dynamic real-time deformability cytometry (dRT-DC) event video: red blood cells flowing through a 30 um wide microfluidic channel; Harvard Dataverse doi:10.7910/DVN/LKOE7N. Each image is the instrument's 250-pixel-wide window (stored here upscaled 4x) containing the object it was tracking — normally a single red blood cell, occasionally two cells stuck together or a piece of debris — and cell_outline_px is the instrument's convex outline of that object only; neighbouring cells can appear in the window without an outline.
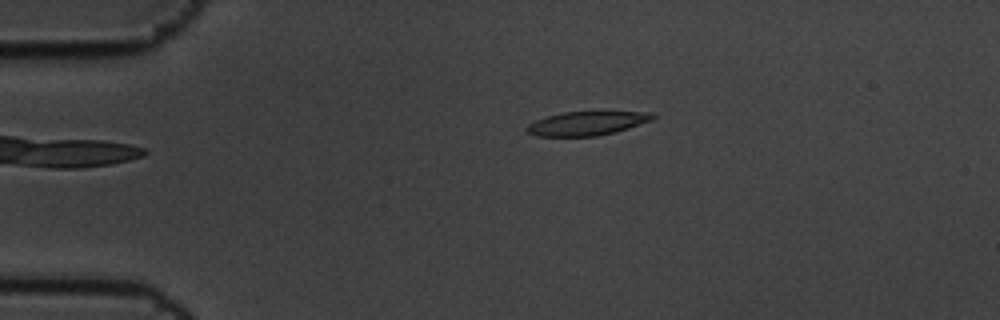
{"species": "common noctule bat (a hibernating species)", "species_latin": "Nyctalus noctula", "temperature_condition": "cold", "stored_images_in_passage": 4, "camera_frame_rate_fps": 3000, "um_per_image_px": 0.085, "animal": {"sex": "male", "body_mass_g": 19.5, "forearm_length_mm": 54.6}, "frame": {"image": 1, "passage_image": 4, "time_ms": 1.0, "image_size_px": [1000, 320], "cell_outline_px": [[656, 116], [652, 120], [616, 132], [596, 136], [536, 136], [528, 132], [524, 128], [528, 124], [536, 120], [548, 116], [564, 112], [652, 112]], "centroid_in_image_um": [49.88, 10.49], "position_along_channel_um": 35.1, "area_um2": 17.4}}